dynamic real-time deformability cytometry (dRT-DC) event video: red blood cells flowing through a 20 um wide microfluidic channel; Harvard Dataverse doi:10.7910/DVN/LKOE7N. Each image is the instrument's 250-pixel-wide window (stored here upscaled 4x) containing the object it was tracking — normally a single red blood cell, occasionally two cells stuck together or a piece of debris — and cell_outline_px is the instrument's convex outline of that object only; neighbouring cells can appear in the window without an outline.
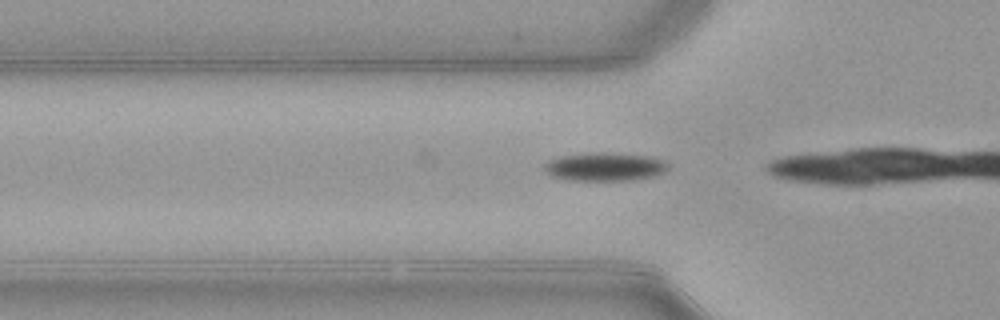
{"species": "common noctule bat (a hibernating species)", "species_latin": "Nyctalus noctula", "temperature_condition": "warm", "stored_images_in_passage": 34, "camera_frame_rate_fps": 3000, "um_per_image_px": 0.085, "animal": {"sex": "female", "body_mass_g": 21.9}, "frame": {"image": 1, "passage_image": 13, "time_ms": 4.0, "image_size_px": [1000, 320], "cell_outline_px": [[668, 168], [664, 172], [656, 176], [636, 180], [568, 180], [552, 176], [544, 172], [544, 164], [548, 160], [560, 156], [596, 152], [604, 152], [652, 156], [664, 160], [668, 164]], "centroid_in_image_um": [51.43, 14.17], "position_along_channel_um": 74.4, "area_um2": 20.75}}
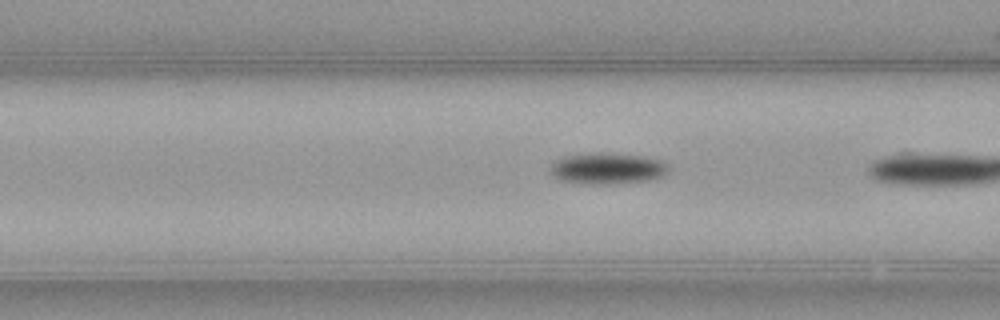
{"frame": {"image": 2, "passage_image": 16, "time_ms": 5.0, "image_size_px": [1000, 320], "cell_outline_px": [[668, 168], [664, 176], [648, 180], [612, 184], [584, 184], [564, 180], [552, 176], [548, 168], [556, 160], [564, 156], [600, 152], [640, 156], [660, 160], [668, 164]], "centroid_in_image_um": [51.6, 14.32], "position_along_channel_um": 115.0, "area_um2": 21.44}}
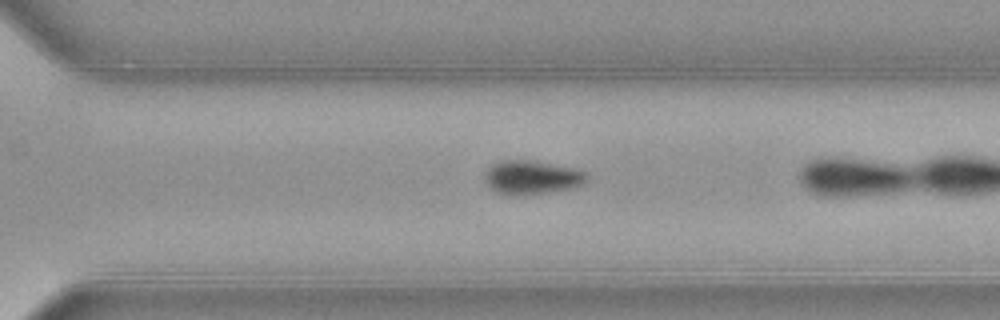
{"frame": {"image": 3, "passage_image": 32, "time_ms": 10.333, "image_size_px": [1000, 320], "cell_outline_px": [[588, 180], [584, 184], [572, 188], [548, 192], [516, 196], [512, 196], [496, 192], [484, 180], [484, 172], [492, 164], [500, 160], [536, 160], [576, 168], [584, 172], [588, 176]], "centroid_in_image_um": [45.21, 15.07], "position_along_channel_um": 325.4, "area_um2": 20.46}}